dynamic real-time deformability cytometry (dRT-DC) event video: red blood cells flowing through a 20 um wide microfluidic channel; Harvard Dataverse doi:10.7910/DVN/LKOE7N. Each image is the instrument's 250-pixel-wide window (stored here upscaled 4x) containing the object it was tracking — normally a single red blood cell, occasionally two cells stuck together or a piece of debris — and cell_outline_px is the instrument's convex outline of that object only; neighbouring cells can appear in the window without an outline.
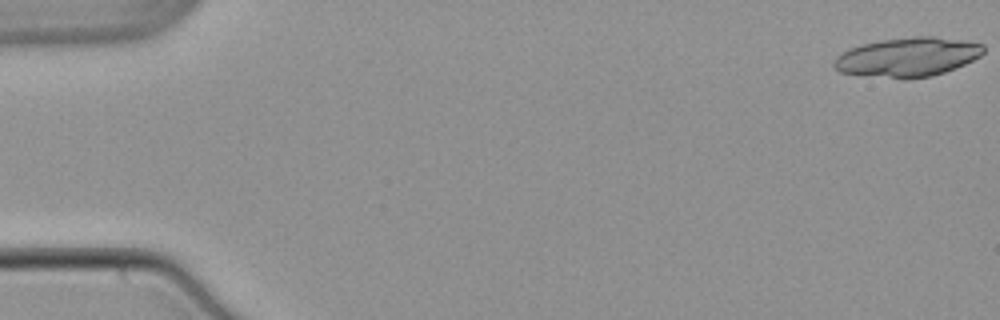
{"species": "common noctule bat (a hibernating species)", "species_latin": "Nyctalus noctula", "temperature_condition": "warm", "stored_images_in_passage": 21, "camera_frame_rate_fps": 3000, "um_per_image_px": 0.085, "animal": {"sex": "male", "body_mass_g": 21.5, "forearm_length_mm": 52.0}, "frame": {"image": 1, "passage_image": 1, "time_ms": 0.0, "image_size_px": [1000, 320], "cell_outline_px": [[984, 52], [980, 56], [964, 64], [944, 72], [932, 76], [904, 80], [840, 72], [832, 64], [836, 56], [848, 48], [860, 44], [880, 40], [912, 36], [932, 36], [960, 40], [984, 44]], "centroid_in_image_um": [77.12, 4.85], "position_along_channel_um": 7.9, "area_um2": 34.33}}